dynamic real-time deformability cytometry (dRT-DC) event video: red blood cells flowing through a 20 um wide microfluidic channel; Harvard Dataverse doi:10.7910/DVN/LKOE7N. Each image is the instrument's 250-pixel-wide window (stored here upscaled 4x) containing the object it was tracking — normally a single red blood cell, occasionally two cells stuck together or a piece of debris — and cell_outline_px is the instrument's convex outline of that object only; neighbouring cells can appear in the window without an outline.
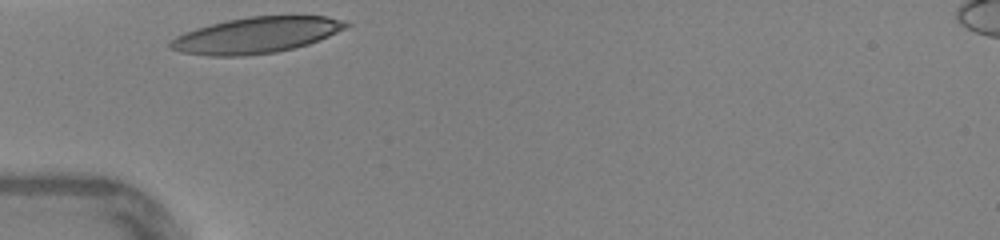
{"species": "human", "species_latin": "Homo sapiens", "temperature_condition": "warm", "stored_images_in_passage": 23, "camera_frame_rate_fps": 3000, "um_per_image_px": 0.085, "donor": {"sex": "female"}, "frame": {"image": 1, "passage_image": 1, "time_ms": 0.0, "image_size_px": [1000, 240], "cell_outline_px": [[352, 24], [328, 36], [308, 44], [276, 52], [244, 56], [212, 56], [180, 52], [172, 48], [168, 44], [176, 36], [184, 32], [196, 28], [228, 20], [252, 16], [328, 16], [344, 20]], "centroid_in_image_um": [21.78, 2.99], "position_along_channel_um": 63.2, "area_um2": 36.53}}
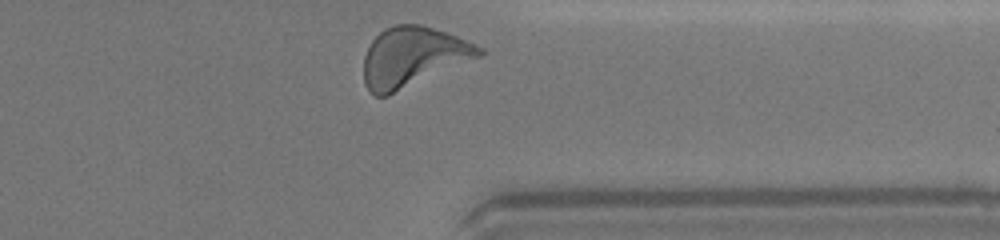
{"frame": {"image": 2, "passage_image": 23, "time_ms": 7.333, "image_size_px": [1000, 240], "cell_outline_px": [[484, 52], [480, 56], [388, 96], [376, 96], [364, 84], [364, 56], [372, 40], [384, 28], [396, 24], [420, 24], [448, 32], [476, 44], [484, 48]], "centroid_in_image_um": [35.09, 4.82], "position_along_channel_um": 376.3, "area_um2": 40.06}, "authors_computed_cell_mechanics": {"area_um2": 36.125, "velocity_mm_per_s": 4.3369, "shape_relaxation_time_tau1_ms": 1.9729, "shape_relaxation_time_tau2_ms": 6.2544, "deformation_change_tau1": 0.1221, "deformation_change_tau2": 0.1284}}